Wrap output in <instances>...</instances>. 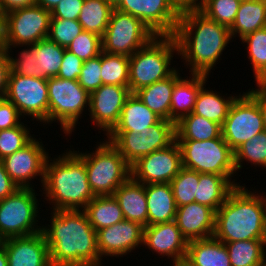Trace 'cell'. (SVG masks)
<instances>
[{
    "label": "cell",
    "instance_id": "obj_52",
    "mask_svg": "<svg viewBox=\"0 0 266 266\" xmlns=\"http://www.w3.org/2000/svg\"><path fill=\"white\" fill-rule=\"evenodd\" d=\"M36 5V0H0V11L4 14L19 9Z\"/></svg>",
    "mask_w": 266,
    "mask_h": 266
},
{
    "label": "cell",
    "instance_id": "obj_10",
    "mask_svg": "<svg viewBox=\"0 0 266 266\" xmlns=\"http://www.w3.org/2000/svg\"><path fill=\"white\" fill-rule=\"evenodd\" d=\"M107 138L131 166L138 159L171 145L176 140L175 123L160 119L143 132H110Z\"/></svg>",
    "mask_w": 266,
    "mask_h": 266
},
{
    "label": "cell",
    "instance_id": "obj_56",
    "mask_svg": "<svg viewBox=\"0 0 266 266\" xmlns=\"http://www.w3.org/2000/svg\"><path fill=\"white\" fill-rule=\"evenodd\" d=\"M60 1L61 0H36V4L51 12Z\"/></svg>",
    "mask_w": 266,
    "mask_h": 266
},
{
    "label": "cell",
    "instance_id": "obj_26",
    "mask_svg": "<svg viewBox=\"0 0 266 266\" xmlns=\"http://www.w3.org/2000/svg\"><path fill=\"white\" fill-rule=\"evenodd\" d=\"M184 262L189 266H231L225 244L214 236L189 241Z\"/></svg>",
    "mask_w": 266,
    "mask_h": 266
},
{
    "label": "cell",
    "instance_id": "obj_17",
    "mask_svg": "<svg viewBox=\"0 0 266 266\" xmlns=\"http://www.w3.org/2000/svg\"><path fill=\"white\" fill-rule=\"evenodd\" d=\"M48 156L42 140L40 142L34 136L22 149L6 156L2 161L6 172L19 188H34L30 182L37 176H40L41 184H43Z\"/></svg>",
    "mask_w": 266,
    "mask_h": 266
},
{
    "label": "cell",
    "instance_id": "obj_33",
    "mask_svg": "<svg viewBox=\"0 0 266 266\" xmlns=\"http://www.w3.org/2000/svg\"><path fill=\"white\" fill-rule=\"evenodd\" d=\"M205 86L197 95L193 113L222 126L232 102L238 95L225 98L219 91L207 90Z\"/></svg>",
    "mask_w": 266,
    "mask_h": 266
},
{
    "label": "cell",
    "instance_id": "obj_23",
    "mask_svg": "<svg viewBox=\"0 0 266 266\" xmlns=\"http://www.w3.org/2000/svg\"><path fill=\"white\" fill-rule=\"evenodd\" d=\"M208 77V75L192 73L189 79L180 76L175 81L170 103L171 122L177 123L182 117L193 112L197 95Z\"/></svg>",
    "mask_w": 266,
    "mask_h": 266
},
{
    "label": "cell",
    "instance_id": "obj_27",
    "mask_svg": "<svg viewBox=\"0 0 266 266\" xmlns=\"http://www.w3.org/2000/svg\"><path fill=\"white\" fill-rule=\"evenodd\" d=\"M176 69L167 78L140 88L136 96L158 117L170 121V103L175 81L181 74Z\"/></svg>",
    "mask_w": 266,
    "mask_h": 266
},
{
    "label": "cell",
    "instance_id": "obj_38",
    "mask_svg": "<svg viewBox=\"0 0 266 266\" xmlns=\"http://www.w3.org/2000/svg\"><path fill=\"white\" fill-rule=\"evenodd\" d=\"M251 162V165L266 168V130L244 142L234 151L236 171L243 167V162Z\"/></svg>",
    "mask_w": 266,
    "mask_h": 266
},
{
    "label": "cell",
    "instance_id": "obj_39",
    "mask_svg": "<svg viewBox=\"0 0 266 266\" xmlns=\"http://www.w3.org/2000/svg\"><path fill=\"white\" fill-rule=\"evenodd\" d=\"M199 179L200 173L197 171L182 168L171 180L170 184L177 207L195 202Z\"/></svg>",
    "mask_w": 266,
    "mask_h": 266
},
{
    "label": "cell",
    "instance_id": "obj_6",
    "mask_svg": "<svg viewBox=\"0 0 266 266\" xmlns=\"http://www.w3.org/2000/svg\"><path fill=\"white\" fill-rule=\"evenodd\" d=\"M99 143L92 153L75 152L84 160L94 195H113L131 177V167L109 141Z\"/></svg>",
    "mask_w": 266,
    "mask_h": 266
},
{
    "label": "cell",
    "instance_id": "obj_9",
    "mask_svg": "<svg viewBox=\"0 0 266 266\" xmlns=\"http://www.w3.org/2000/svg\"><path fill=\"white\" fill-rule=\"evenodd\" d=\"M36 193L33 187L18 188L13 194L0 200V236L4 240L42 231V226L37 223L40 217Z\"/></svg>",
    "mask_w": 266,
    "mask_h": 266
},
{
    "label": "cell",
    "instance_id": "obj_53",
    "mask_svg": "<svg viewBox=\"0 0 266 266\" xmlns=\"http://www.w3.org/2000/svg\"><path fill=\"white\" fill-rule=\"evenodd\" d=\"M248 93L258 102L266 129V98L257 89L254 88H252V90L249 89Z\"/></svg>",
    "mask_w": 266,
    "mask_h": 266
},
{
    "label": "cell",
    "instance_id": "obj_13",
    "mask_svg": "<svg viewBox=\"0 0 266 266\" xmlns=\"http://www.w3.org/2000/svg\"><path fill=\"white\" fill-rule=\"evenodd\" d=\"M5 98L19 111L22 118L30 116L34 121L48 124L47 79L23 76L9 71Z\"/></svg>",
    "mask_w": 266,
    "mask_h": 266
},
{
    "label": "cell",
    "instance_id": "obj_35",
    "mask_svg": "<svg viewBox=\"0 0 266 266\" xmlns=\"http://www.w3.org/2000/svg\"><path fill=\"white\" fill-rule=\"evenodd\" d=\"M65 50V47L59 46L48 38L35 44V53L38 59L36 62L39 63L38 78L57 77Z\"/></svg>",
    "mask_w": 266,
    "mask_h": 266
},
{
    "label": "cell",
    "instance_id": "obj_47",
    "mask_svg": "<svg viewBox=\"0 0 266 266\" xmlns=\"http://www.w3.org/2000/svg\"><path fill=\"white\" fill-rule=\"evenodd\" d=\"M83 62L73 53L65 50L62 64L57 77L67 80H78Z\"/></svg>",
    "mask_w": 266,
    "mask_h": 266
},
{
    "label": "cell",
    "instance_id": "obj_12",
    "mask_svg": "<svg viewBox=\"0 0 266 266\" xmlns=\"http://www.w3.org/2000/svg\"><path fill=\"white\" fill-rule=\"evenodd\" d=\"M221 129L223 139L233 151L266 130L259 104L247 91L232 102Z\"/></svg>",
    "mask_w": 266,
    "mask_h": 266
},
{
    "label": "cell",
    "instance_id": "obj_25",
    "mask_svg": "<svg viewBox=\"0 0 266 266\" xmlns=\"http://www.w3.org/2000/svg\"><path fill=\"white\" fill-rule=\"evenodd\" d=\"M148 226L175 221L177 206L170 183L145 185Z\"/></svg>",
    "mask_w": 266,
    "mask_h": 266
},
{
    "label": "cell",
    "instance_id": "obj_54",
    "mask_svg": "<svg viewBox=\"0 0 266 266\" xmlns=\"http://www.w3.org/2000/svg\"><path fill=\"white\" fill-rule=\"evenodd\" d=\"M180 10L198 8L202 0H172Z\"/></svg>",
    "mask_w": 266,
    "mask_h": 266
},
{
    "label": "cell",
    "instance_id": "obj_42",
    "mask_svg": "<svg viewBox=\"0 0 266 266\" xmlns=\"http://www.w3.org/2000/svg\"><path fill=\"white\" fill-rule=\"evenodd\" d=\"M17 47H24L25 48L21 50V52L15 56V58L12 55L11 51L14 48ZM26 46L28 47L26 49ZM6 51L8 53V59L10 64V71L12 73L23 75V76H30V77H36L38 78V66L39 63L36 61L37 56L35 53V44L32 45H6ZM11 53V54H10Z\"/></svg>",
    "mask_w": 266,
    "mask_h": 266
},
{
    "label": "cell",
    "instance_id": "obj_3",
    "mask_svg": "<svg viewBox=\"0 0 266 266\" xmlns=\"http://www.w3.org/2000/svg\"><path fill=\"white\" fill-rule=\"evenodd\" d=\"M55 157L53 160L48 156L45 163L44 190L41 191L44 199L53 206L50 208L53 211L83 210L95 197L84 160L73 149Z\"/></svg>",
    "mask_w": 266,
    "mask_h": 266
},
{
    "label": "cell",
    "instance_id": "obj_45",
    "mask_svg": "<svg viewBox=\"0 0 266 266\" xmlns=\"http://www.w3.org/2000/svg\"><path fill=\"white\" fill-rule=\"evenodd\" d=\"M82 31V26L78 20L51 17L47 38L59 46L67 48Z\"/></svg>",
    "mask_w": 266,
    "mask_h": 266
},
{
    "label": "cell",
    "instance_id": "obj_7",
    "mask_svg": "<svg viewBox=\"0 0 266 266\" xmlns=\"http://www.w3.org/2000/svg\"><path fill=\"white\" fill-rule=\"evenodd\" d=\"M181 149L183 168L198 173L217 174L228 178L236 187L239 182L232 181L236 172L234 151L222 135L207 141H177Z\"/></svg>",
    "mask_w": 266,
    "mask_h": 266
},
{
    "label": "cell",
    "instance_id": "obj_61",
    "mask_svg": "<svg viewBox=\"0 0 266 266\" xmlns=\"http://www.w3.org/2000/svg\"><path fill=\"white\" fill-rule=\"evenodd\" d=\"M174 266H189L186 262H177V263H173Z\"/></svg>",
    "mask_w": 266,
    "mask_h": 266
},
{
    "label": "cell",
    "instance_id": "obj_16",
    "mask_svg": "<svg viewBox=\"0 0 266 266\" xmlns=\"http://www.w3.org/2000/svg\"><path fill=\"white\" fill-rule=\"evenodd\" d=\"M130 167L131 178L139 183H170L183 168L180 146L175 140L168 147L138 159Z\"/></svg>",
    "mask_w": 266,
    "mask_h": 266
},
{
    "label": "cell",
    "instance_id": "obj_57",
    "mask_svg": "<svg viewBox=\"0 0 266 266\" xmlns=\"http://www.w3.org/2000/svg\"><path fill=\"white\" fill-rule=\"evenodd\" d=\"M257 90L266 98V74L256 81Z\"/></svg>",
    "mask_w": 266,
    "mask_h": 266
},
{
    "label": "cell",
    "instance_id": "obj_11",
    "mask_svg": "<svg viewBox=\"0 0 266 266\" xmlns=\"http://www.w3.org/2000/svg\"><path fill=\"white\" fill-rule=\"evenodd\" d=\"M155 36L140 19L114 8L102 36V51L130 57Z\"/></svg>",
    "mask_w": 266,
    "mask_h": 266
},
{
    "label": "cell",
    "instance_id": "obj_44",
    "mask_svg": "<svg viewBox=\"0 0 266 266\" xmlns=\"http://www.w3.org/2000/svg\"><path fill=\"white\" fill-rule=\"evenodd\" d=\"M82 61L97 57L102 53V37L83 30L66 48Z\"/></svg>",
    "mask_w": 266,
    "mask_h": 266
},
{
    "label": "cell",
    "instance_id": "obj_19",
    "mask_svg": "<svg viewBox=\"0 0 266 266\" xmlns=\"http://www.w3.org/2000/svg\"><path fill=\"white\" fill-rule=\"evenodd\" d=\"M143 229L140 224L124 219L97 231V248L101 260L105 256L123 257L140 248L143 245Z\"/></svg>",
    "mask_w": 266,
    "mask_h": 266
},
{
    "label": "cell",
    "instance_id": "obj_20",
    "mask_svg": "<svg viewBox=\"0 0 266 266\" xmlns=\"http://www.w3.org/2000/svg\"><path fill=\"white\" fill-rule=\"evenodd\" d=\"M143 246L171 262L185 261L188 241L175 221L146 226L143 229Z\"/></svg>",
    "mask_w": 266,
    "mask_h": 266
},
{
    "label": "cell",
    "instance_id": "obj_50",
    "mask_svg": "<svg viewBox=\"0 0 266 266\" xmlns=\"http://www.w3.org/2000/svg\"><path fill=\"white\" fill-rule=\"evenodd\" d=\"M18 188L6 172L3 161L0 160V200L13 194Z\"/></svg>",
    "mask_w": 266,
    "mask_h": 266
},
{
    "label": "cell",
    "instance_id": "obj_62",
    "mask_svg": "<svg viewBox=\"0 0 266 266\" xmlns=\"http://www.w3.org/2000/svg\"><path fill=\"white\" fill-rule=\"evenodd\" d=\"M259 266H266V252H265V254L263 256V259H262V261H261Z\"/></svg>",
    "mask_w": 266,
    "mask_h": 266
},
{
    "label": "cell",
    "instance_id": "obj_41",
    "mask_svg": "<svg viewBox=\"0 0 266 266\" xmlns=\"http://www.w3.org/2000/svg\"><path fill=\"white\" fill-rule=\"evenodd\" d=\"M241 0H202L198 9L208 18L230 28Z\"/></svg>",
    "mask_w": 266,
    "mask_h": 266
},
{
    "label": "cell",
    "instance_id": "obj_34",
    "mask_svg": "<svg viewBox=\"0 0 266 266\" xmlns=\"http://www.w3.org/2000/svg\"><path fill=\"white\" fill-rule=\"evenodd\" d=\"M114 7L105 0H84L78 22L82 29L103 36Z\"/></svg>",
    "mask_w": 266,
    "mask_h": 266
},
{
    "label": "cell",
    "instance_id": "obj_18",
    "mask_svg": "<svg viewBox=\"0 0 266 266\" xmlns=\"http://www.w3.org/2000/svg\"><path fill=\"white\" fill-rule=\"evenodd\" d=\"M131 95L129 86L101 85L90 93L89 113L92 123L107 136L120 119L126 99Z\"/></svg>",
    "mask_w": 266,
    "mask_h": 266
},
{
    "label": "cell",
    "instance_id": "obj_43",
    "mask_svg": "<svg viewBox=\"0 0 266 266\" xmlns=\"http://www.w3.org/2000/svg\"><path fill=\"white\" fill-rule=\"evenodd\" d=\"M33 138L23 121L19 126L0 130V160L22 149Z\"/></svg>",
    "mask_w": 266,
    "mask_h": 266
},
{
    "label": "cell",
    "instance_id": "obj_55",
    "mask_svg": "<svg viewBox=\"0 0 266 266\" xmlns=\"http://www.w3.org/2000/svg\"><path fill=\"white\" fill-rule=\"evenodd\" d=\"M5 14L0 11V51L6 50Z\"/></svg>",
    "mask_w": 266,
    "mask_h": 266
},
{
    "label": "cell",
    "instance_id": "obj_58",
    "mask_svg": "<svg viewBox=\"0 0 266 266\" xmlns=\"http://www.w3.org/2000/svg\"><path fill=\"white\" fill-rule=\"evenodd\" d=\"M0 266H8L7 253L4 246L0 248Z\"/></svg>",
    "mask_w": 266,
    "mask_h": 266
},
{
    "label": "cell",
    "instance_id": "obj_49",
    "mask_svg": "<svg viewBox=\"0 0 266 266\" xmlns=\"http://www.w3.org/2000/svg\"><path fill=\"white\" fill-rule=\"evenodd\" d=\"M84 0H61L51 11V17L66 20H77Z\"/></svg>",
    "mask_w": 266,
    "mask_h": 266
},
{
    "label": "cell",
    "instance_id": "obj_29",
    "mask_svg": "<svg viewBox=\"0 0 266 266\" xmlns=\"http://www.w3.org/2000/svg\"><path fill=\"white\" fill-rule=\"evenodd\" d=\"M265 27L266 0H243L239 5L235 21L229 29L231 38L242 39L245 35Z\"/></svg>",
    "mask_w": 266,
    "mask_h": 266
},
{
    "label": "cell",
    "instance_id": "obj_46",
    "mask_svg": "<svg viewBox=\"0 0 266 266\" xmlns=\"http://www.w3.org/2000/svg\"><path fill=\"white\" fill-rule=\"evenodd\" d=\"M101 74L100 54L97 57L83 62L78 82L90 94L103 85Z\"/></svg>",
    "mask_w": 266,
    "mask_h": 266
},
{
    "label": "cell",
    "instance_id": "obj_28",
    "mask_svg": "<svg viewBox=\"0 0 266 266\" xmlns=\"http://www.w3.org/2000/svg\"><path fill=\"white\" fill-rule=\"evenodd\" d=\"M160 119L135 93H131L125 101L118 123L111 132L140 133Z\"/></svg>",
    "mask_w": 266,
    "mask_h": 266
},
{
    "label": "cell",
    "instance_id": "obj_8",
    "mask_svg": "<svg viewBox=\"0 0 266 266\" xmlns=\"http://www.w3.org/2000/svg\"><path fill=\"white\" fill-rule=\"evenodd\" d=\"M48 86V124L60 123L64 134L71 136L79 119L88 108L90 94L79 84L78 80L58 77L47 79ZM86 107V108H85Z\"/></svg>",
    "mask_w": 266,
    "mask_h": 266
},
{
    "label": "cell",
    "instance_id": "obj_36",
    "mask_svg": "<svg viewBox=\"0 0 266 266\" xmlns=\"http://www.w3.org/2000/svg\"><path fill=\"white\" fill-rule=\"evenodd\" d=\"M231 266H259L266 252V240L224 243Z\"/></svg>",
    "mask_w": 266,
    "mask_h": 266
},
{
    "label": "cell",
    "instance_id": "obj_5",
    "mask_svg": "<svg viewBox=\"0 0 266 266\" xmlns=\"http://www.w3.org/2000/svg\"><path fill=\"white\" fill-rule=\"evenodd\" d=\"M174 52H178V46L173 35H156L132 54L129 57L131 93L170 76L176 70L171 67Z\"/></svg>",
    "mask_w": 266,
    "mask_h": 266
},
{
    "label": "cell",
    "instance_id": "obj_21",
    "mask_svg": "<svg viewBox=\"0 0 266 266\" xmlns=\"http://www.w3.org/2000/svg\"><path fill=\"white\" fill-rule=\"evenodd\" d=\"M8 266H51L49 248L43 232L12 237L3 241Z\"/></svg>",
    "mask_w": 266,
    "mask_h": 266
},
{
    "label": "cell",
    "instance_id": "obj_30",
    "mask_svg": "<svg viewBox=\"0 0 266 266\" xmlns=\"http://www.w3.org/2000/svg\"><path fill=\"white\" fill-rule=\"evenodd\" d=\"M235 188L225 176L200 173L195 202L209 206L216 212Z\"/></svg>",
    "mask_w": 266,
    "mask_h": 266
},
{
    "label": "cell",
    "instance_id": "obj_40",
    "mask_svg": "<svg viewBox=\"0 0 266 266\" xmlns=\"http://www.w3.org/2000/svg\"><path fill=\"white\" fill-rule=\"evenodd\" d=\"M241 41L247 44L248 59L257 81L266 74V27L245 35Z\"/></svg>",
    "mask_w": 266,
    "mask_h": 266
},
{
    "label": "cell",
    "instance_id": "obj_15",
    "mask_svg": "<svg viewBox=\"0 0 266 266\" xmlns=\"http://www.w3.org/2000/svg\"><path fill=\"white\" fill-rule=\"evenodd\" d=\"M115 9L140 19L155 35H174L181 14L172 0H122Z\"/></svg>",
    "mask_w": 266,
    "mask_h": 266
},
{
    "label": "cell",
    "instance_id": "obj_60",
    "mask_svg": "<svg viewBox=\"0 0 266 266\" xmlns=\"http://www.w3.org/2000/svg\"><path fill=\"white\" fill-rule=\"evenodd\" d=\"M109 2L114 8L122 1V0H105Z\"/></svg>",
    "mask_w": 266,
    "mask_h": 266
},
{
    "label": "cell",
    "instance_id": "obj_22",
    "mask_svg": "<svg viewBox=\"0 0 266 266\" xmlns=\"http://www.w3.org/2000/svg\"><path fill=\"white\" fill-rule=\"evenodd\" d=\"M175 222L187 241L212 237L215 211L209 206L192 202L177 207Z\"/></svg>",
    "mask_w": 266,
    "mask_h": 266
},
{
    "label": "cell",
    "instance_id": "obj_63",
    "mask_svg": "<svg viewBox=\"0 0 266 266\" xmlns=\"http://www.w3.org/2000/svg\"><path fill=\"white\" fill-rule=\"evenodd\" d=\"M4 239L0 236V248L3 246Z\"/></svg>",
    "mask_w": 266,
    "mask_h": 266
},
{
    "label": "cell",
    "instance_id": "obj_2",
    "mask_svg": "<svg viewBox=\"0 0 266 266\" xmlns=\"http://www.w3.org/2000/svg\"><path fill=\"white\" fill-rule=\"evenodd\" d=\"M181 56L189 72L210 75L226 46L232 40L227 26L208 18L198 8L181 10L174 33Z\"/></svg>",
    "mask_w": 266,
    "mask_h": 266
},
{
    "label": "cell",
    "instance_id": "obj_14",
    "mask_svg": "<svg viewBox=\"0 0 266 266\" xmlns=\"http://www.w3.org/2000/svg\"><path fill=\"white\" fill-rule=\"evenodd\" d=\"M50 20L51 12L37 4L6 13V44L32 45L47 38Z\"/></svg>",
    "mask_w": 266,
    "mask_h": 266
},
{
    "label": "cell",
    "instance_id": "obj_48",
    "mask_svg": "<svg viewBox=\"0 0 266 266\" xmlns=\"http://www.w3.org/2000/svg\"><path fill=\"white\" fill-rule=\"evenodd\" d=\"M18 109L5 97L0 98V130L19 126L22 117Z\"/></svg>",
    "mask_w": 266,
    "mask_h": 266
},
{
    "label": "cell",
    "instance_id": "obj_51",
    "mask_svg": "<svg viewBox=\"0 0 266 266\" xmlns=\"http://www.w3.org/2000/svg\"><path fill=\"white\" fill-rule=\"evenodd\" d=\"M10 64L6 50L0 51V98H4L7 91Z\"/></svg>",
    "mask_w": 266,
    "mask_h": 266
},
{
    "label": "cell",
    "instance_id": "obj_32",
    "mask_svg": "<svg viewBox=\"0 0 266 266\" xmlns=\"http://www.w3.org/2000/svg\"><path fill=\"white\" fill-rule=\"evenodd\" d=\"M176 141H207L222 135L221 125L194 114L182 117L175 123Z\"/></svg>",
    "mask_w": 266,
    "mask_h": 266
},
{
    "label": "cell",
    "instance_id": "obj_31",
    "mask_svg": "<svg viewBox=\"0 0 266 266\" xmlns=\"http://www.w3.org/2000/svg\"><path fill=\"white\" fill-rule=\"evenodd\" d=\"M83 211L96 232L124 220L120 205L113 195L95 196Z\"/></svg>",
    "mask_w": 266,
    "mask_h": 266
},
{
    "label": "cell",
    "instance_id": "obj_4",
    "mask_svg": "<svg viewBox=\"0 0 266 266\" xmlns=\"http://www.w3.org/2000/svg\"><path fill=\"white\" fill-rule=\"evenodd\" d=\"M237 186L215 212L213 236L223 243L266 240L265 213L257 191Z\"/></svg>",
    "mask_w": 266,
    "mask_h": 266
},
{
    "label": "cell",
    "instance_id": "obj_1",
    "mask_svg": "<svg viewBox=\"0 0 266 266\" xmlns=\"http://www.w3.org/2000/svg\"><path fill=\"white\" fill-rule=\"evenodd\" d=\"M50 218L42 232L51 266H102L97 232L83 210H52Z\"/></svg>",
    "mask_w": 266,
    "mask_h": 266
},
{
    "label": "cell",
    "instance_id": "obj_24",
    "mask_svg": "<svg viewBox=\"0 0 266 266\" xmlns=\"http://www.w3.org/2000/svg\"><path fill=\"white\" fill-rule=\"evenodd\" d=\"M118 201L125 220H130L143 227L148 226V208L145 185L131 177L113 194Z\"/></svg>",
    "mask_w": 266,
    "mask_h": 266
},
{
    "label": "cell",
    "instance_id": "obj_59",
    "mask_svg": "<svg viewBox=\"0 0 266 266\" xmlns=\"http://www.w3.org/2000/svg\"><path fill=\"white\" fill-rule=\"evenodd\" d=\"M260 198L262 199L263 205H264V213H265V235H266V195L259 194Z\"/></svg>",
    "mask_w": 266,
    "mask_h": 266
},
{
    "label": "cell",
    "instance_id": "obj_37",
    "mask_svg": "<svg viewBox=\"0 0 266 266\" xmlns=\"http://www.w3.org/2000/svg\"><path fill=\"white\" fill-rule=\"evenodd\" d=\"M101 73L103 85L129 86V57L102 51Z\"/></svg>",
    "mask_w": 266,
    "mask_h": 266
}]
</instances>
